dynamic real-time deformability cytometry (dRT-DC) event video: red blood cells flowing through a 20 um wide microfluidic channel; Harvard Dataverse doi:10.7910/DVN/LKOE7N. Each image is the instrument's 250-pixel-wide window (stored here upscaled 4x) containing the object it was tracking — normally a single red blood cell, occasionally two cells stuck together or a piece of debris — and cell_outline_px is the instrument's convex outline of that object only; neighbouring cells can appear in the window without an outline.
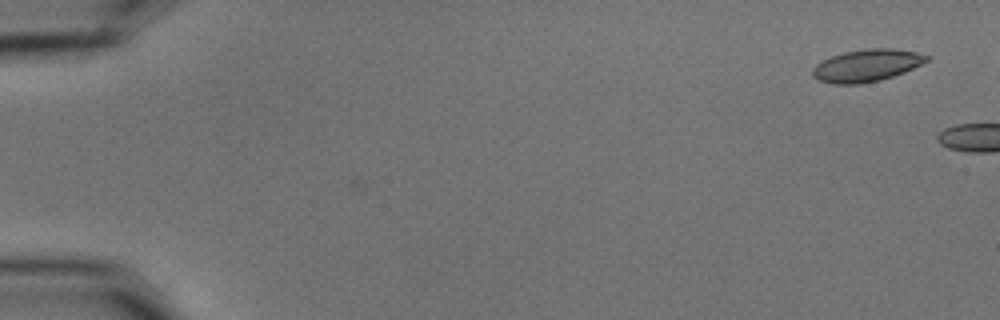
{"species": "common noctule bat (a hibernating species)", "species_latin": "Nyctalus noctula", "temperature_condition": "cold", "stored_images_in_passage": 4, "camera_frame_rate_fps": 3000, "um_per_image_px": 0.085, "animal": {"sex": "male", "body_mass_g": 15.6}, "frame": {"image": 1, "passage_image": 1, "time_ms": 0.0, "image_size_px": [1000, 320], "cell_outline_px": [[932, 56], [928, 60], [904, 72], [880, 80], [856, 84], [832, 84], [816, 80], [812, 76], [812, 68], [816, 64], [832, 56], [844, 52], [868, 48], [892, 48], [916, 52]], "centroid_in_image_um": [73.64, 5.56], "position_along_channel_um": 11.4, "area_um2": 21.39}}